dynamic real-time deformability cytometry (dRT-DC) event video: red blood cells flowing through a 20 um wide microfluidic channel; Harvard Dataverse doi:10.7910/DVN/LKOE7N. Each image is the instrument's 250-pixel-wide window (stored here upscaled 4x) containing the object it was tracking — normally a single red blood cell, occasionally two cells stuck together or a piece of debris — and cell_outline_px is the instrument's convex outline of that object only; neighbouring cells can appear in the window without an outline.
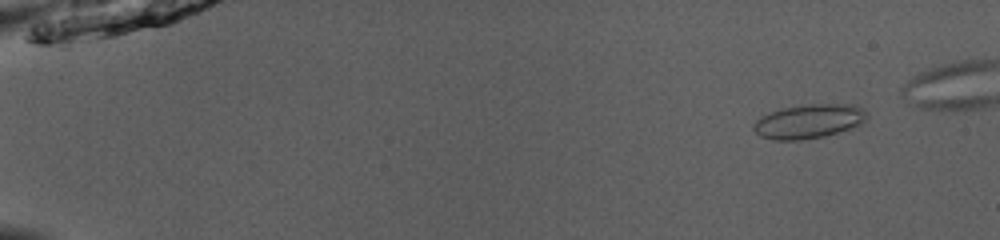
{"species": "common noctule bat (a hibernating species)", "species_latin": "Nyctalus noctula", "temperature_condition": "room temperature", "stored_images_in_passage": 52, "camera_frame_rate_fps": 3000, "um_per_image_px": 0.085, "animal": {"sex": "male", "body_mass_g": 13.0, "forearm_length_mm": 53.1}, "frame": {"image": 1, "passage_image": 6, "time_ms": 1.667, "image_size_px": [1000, 240], "cell_outline_px": [[868, 120], [860, 124], [824, 136], [800, 140], [772, 140], [760, 136], [752, 128], [752, 124], [760, 116], [784, 108], [812, 104], [852, 104], [864, 108], [868, 116]], "centroid_in_image_um": [68.75, 10.31], "position_along_channel_um": 16.3, "area_um2": 22.43}}
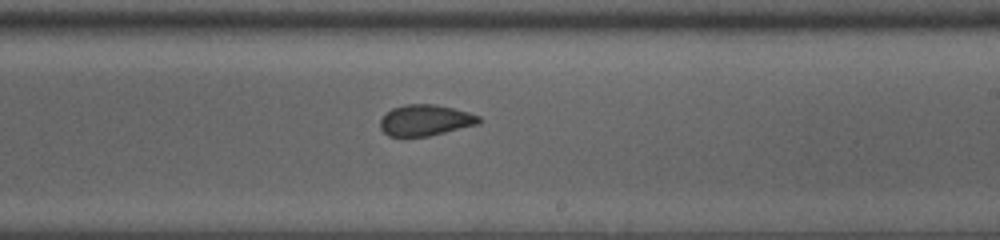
{"frame": {"image": 2, "passage_image": 34, "time_ms": 11.0, "image_size_px": [1000, 240], "cell_outline_px": [[480, 124], [428, 136], [388, 136], [380, 128], [380, 120], [392, 108], [404, 104], [432, 104], [452, 108], [468, 112], [480, 116]], "centroid_in_image_um": [36.16, 10.22], "position_along_channel_um": 252.8, "area_um2": 17.74}}
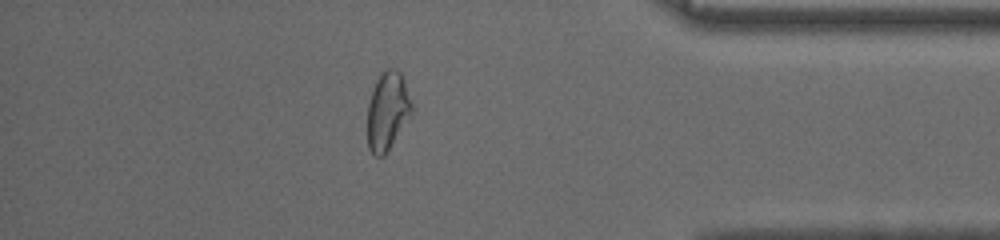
{"frame": {"image": 3, "passage_image": 47, "time_ms": 15.333, "image_size_px": [1000, 240], "cell_outline_px": [[412, 116], [384, 156], [376, 156], [368, 148], [368, 104], [376, 80], [380, 72], [388, 68], [392, 68], [400, 72], [404, 80], [412, 104]], "centroid_in_image_um": [32.95, 9.44], "position_along_channel_um": 402.2, "area_um2": 20.23}}